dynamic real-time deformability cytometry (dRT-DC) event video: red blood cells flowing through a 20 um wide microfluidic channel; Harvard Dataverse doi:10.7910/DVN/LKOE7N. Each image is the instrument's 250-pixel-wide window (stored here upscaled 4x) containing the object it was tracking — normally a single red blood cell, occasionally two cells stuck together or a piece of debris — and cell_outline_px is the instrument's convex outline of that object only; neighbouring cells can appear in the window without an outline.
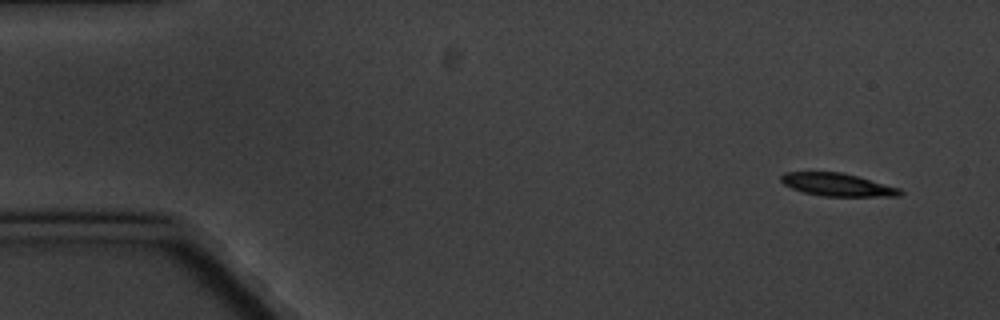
{"species": "common noctule bat (a hibernating species)", "species_latin": "Nyctalus noctula", "temperature_condition": "cold", "stored_images_in_passage": 4, "camera_frame_rate_fps": 3000, "um_per_image_px": 0.085, "animal": {"sex": "male", "body_mass_g": 20.1, "forearm_length_mm": 53.5}, "frame": {"image": 1, "passage_image": 1, "time_ms": 0.0, "image_size_px": [1000, 320], "cell_outline_px": [[904, 192], [900, 196], [824, 196], [804, 192], [792, 188], [784, 184], [780, 180], [780, 176], [784, 172], [844, 172], [900, 188]], "centroid_in_image_um": [71.19, 15.69], "position_along_channel_um": 13.8, "area_um2": 15.84}}
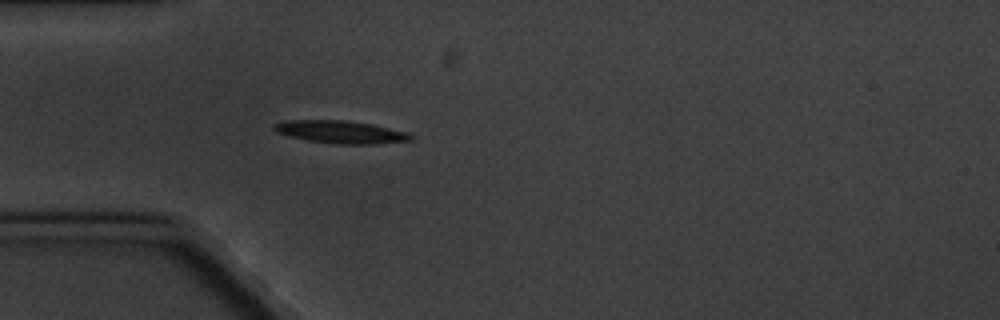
{"frame": {"image": 2, "passage_image": 4, "time_ms": 4.333, "image_size_px": [1000, 320], "cell_outline_px": [[412, 140], [376, 144], [340, 144], [308, 140], [288, 136], [276, 132], [272, 128], [272, 124], [284, 120], [348, 120], [372, 124], [408, 132], [412, 136]], "centroid_in_image_um": [28.93, 11.21], "position_along_channel_um": 56.1, "area_um2": 18.15}}